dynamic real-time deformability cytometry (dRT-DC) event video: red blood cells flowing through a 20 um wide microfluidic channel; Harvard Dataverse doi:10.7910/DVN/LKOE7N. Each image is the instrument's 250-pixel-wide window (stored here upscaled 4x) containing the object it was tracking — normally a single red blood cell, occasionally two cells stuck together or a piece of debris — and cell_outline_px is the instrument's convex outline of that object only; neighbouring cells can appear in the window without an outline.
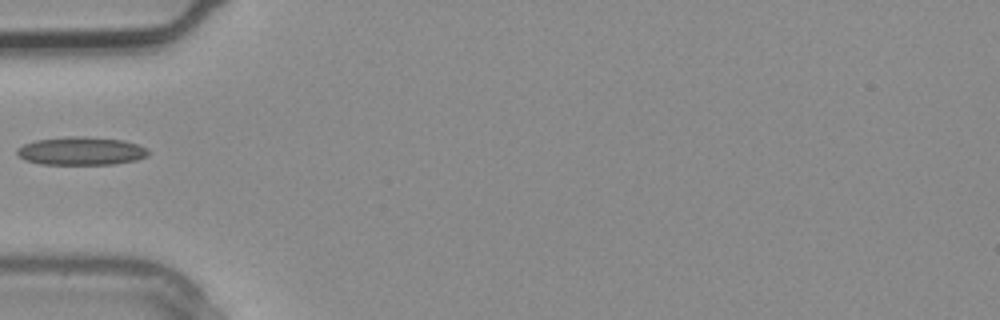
{"species": "common noctule bat (a hibernating species)", "species_latin": "Nyctalus noctula", "temperature_condition": "warm", "stored_images_in_passage": 2, "camera_frame_rate_fps": 3000, "um_per_image_px": 0.085, "animal": {"sex": "male", "body_mass_g": 20.4}, "frame": {"image": 1, "passage_image": 2, "time_ms": 0.333, "image_size_px": [1000, 320], "cell_outline_px": [[148, 156], [136, 160], [116, 164], [40, 164], [24, 160], [16, 152], [16, 148], [24, 144], [36, 140], [72, 136], [76, 136], [124, 140], [148, 148]], "centroid_in_image_um": [6.9, 12.84], "position_along_channel_um": 78.1, "area_um2": 21.5}}